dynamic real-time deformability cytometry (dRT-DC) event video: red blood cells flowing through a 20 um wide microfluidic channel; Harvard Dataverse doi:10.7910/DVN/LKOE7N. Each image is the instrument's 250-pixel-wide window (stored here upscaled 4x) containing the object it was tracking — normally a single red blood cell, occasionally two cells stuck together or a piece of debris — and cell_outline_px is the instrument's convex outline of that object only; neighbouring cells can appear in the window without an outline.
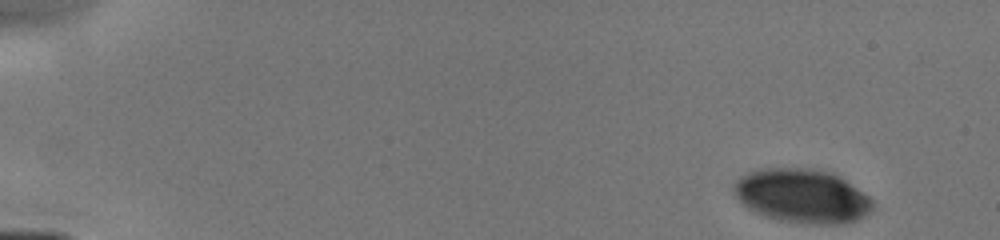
{"species": "human", "species_latin": "Homo sapiens", "temperature_condition": "cold", "stored_images_in_passage": 5, "camera_frame_rate_fps": 3000, "um_per_image_px": 0.085, "donor": {"sex": "male"}, "frame": {"image": 1, "passage_image": 1, "time_ms": 0.0, "image_size_px": [1000, 240], "cell_outline_px": [[872, 208], [864, 216], [856, 220], [844, 224], [804, 224], [780, 220], [764, 216], [748, 208], [736, 196], [732, 188], [736, 180], [740, 176], [748, 172], [760, 168], [808, 168], [832, 172], [840, 176], [868, 196], [872, 200]], "centroid_in_image_um": [68.16, 16.65], "position_along_channel_um": 16.8, "area_um2": 43.7}}
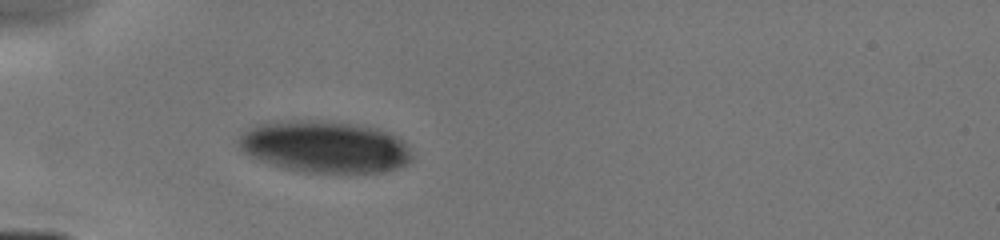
{"frame": {"image": 2, "passage_image": 5, "time_ms": 4.0, "image_size_px": [1000, 240], "cell_outline_px": [[412, 160], [408, 164], [384, 172], [296, 172], [268, 164], [256, 160], [240, 152], [240, 136], [248, 128], [268, 120], [316, 120], [348, 124], [376, 128], [396, 136], [408, 148], [412, 156]], "centroid_in_image_um": [27.52, 12.48], "position_along_channel_um": 57.5, "area_um2": 52.6}}